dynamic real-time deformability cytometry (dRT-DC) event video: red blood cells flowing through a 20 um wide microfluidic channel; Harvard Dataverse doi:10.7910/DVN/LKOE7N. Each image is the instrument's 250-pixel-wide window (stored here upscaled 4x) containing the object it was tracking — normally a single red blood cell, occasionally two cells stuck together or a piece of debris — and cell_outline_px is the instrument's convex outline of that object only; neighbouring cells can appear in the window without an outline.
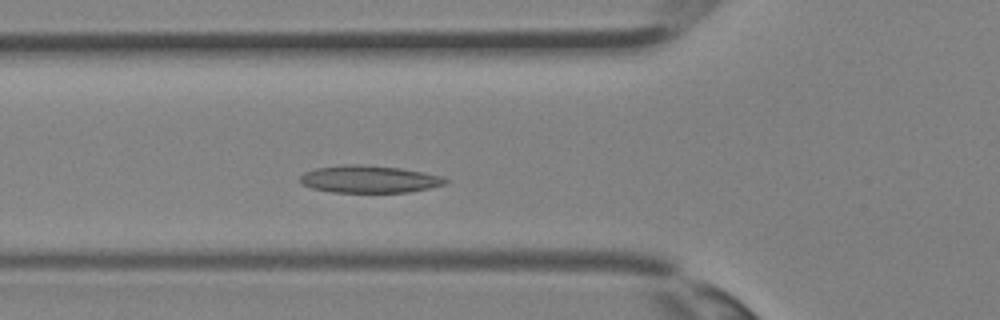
{"species": "Egyptian fruit bat (a non-hibernating species)", "species_latin": "Rousettus aegyptiacus", "temperature_condition": "room temperature", "stored_images_in_passage": 28, "camera_frame_rate_fps": 3000, "um_per_image_px": 0.085, "animal": {"sex": "female"}, "frame": {"image": 1, "passage_image": 8, "time_ms": 2.333, "image_size_px": [1000, 320], "cell_outline_px": [[448, 180], [444, 184], [428, 188], [408, 192], [332, 192], [312, 188], [300, 184], [300, 176], [304, 172], [316, 168], [344, 164], [356, 164], [400, 168], [424, 172], [444, 176]], "centroid_in_image_um": [31.36, 15.22], "position_along_channel_um": 94.4, "area_um2": 23.12}}
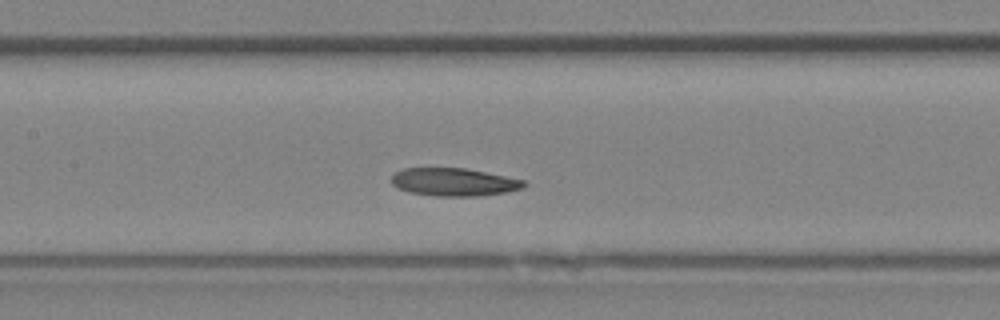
{"frame": {"image": 2, "passage_image": 12, "time_ms": 3.667, "image_size_px": [1000, 320], "cell_outline_px": [[528, 184], [520, 188], [504, 192], [480, 196], [432, 196], [408, 192], [396, 188], [392, 184], [392, 176], [396, 172], [404, 168], [464, 168], [524, 180]], "centroid_in_image_um": [38.53, 15.48], "position_along_channel_um": 168.9, "area_um2": 21.44}}
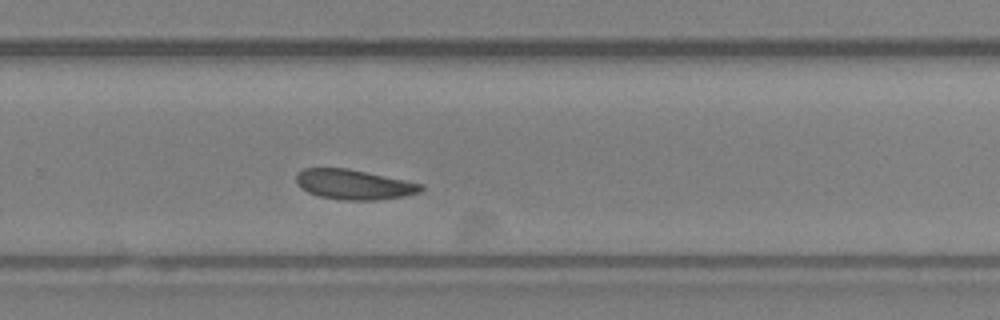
{"frame": {"image": 3, "passage_image": 19, "time_ms": 6.0, "image_size_px": [1000, 320], "cell_outline_px": [[424, 188], [420, 192], [404, 196], [376, 200], [344, 200], [320, 196], [308, 192], [300, 188], [296, 184], [296, 176], [304, 168], [348, 168], [424, 184]], "centroid_in_image_um": [30.09, 15.68], "position_along_channel_um": 299.7, "area_um2": 21.73}}